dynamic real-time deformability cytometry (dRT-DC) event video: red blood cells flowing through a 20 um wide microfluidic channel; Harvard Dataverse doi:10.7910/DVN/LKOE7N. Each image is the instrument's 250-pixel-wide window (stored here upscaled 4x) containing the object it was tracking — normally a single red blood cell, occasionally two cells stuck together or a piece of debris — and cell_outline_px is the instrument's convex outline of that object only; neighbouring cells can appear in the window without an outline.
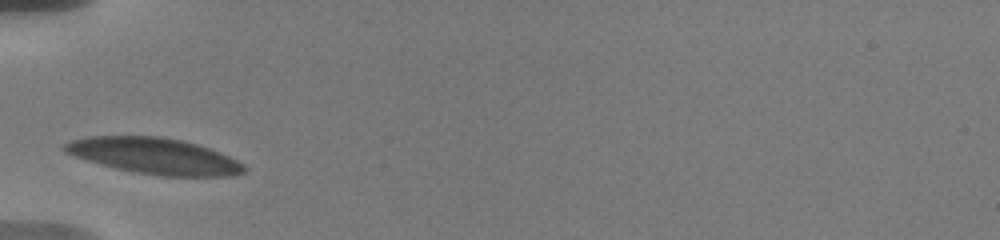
{"species": "human", "species_latin": "Homo sapiens", "temperature_condition": "warm", "stored_images_in_passage": 14, "camera_frame_rate_fps": 3000, "um_per_image_px": 0.085, "donor": {"sex": "male"}, "frame": {"image": 1, "passage_image": 1, "time_ms": 0.0, "image_size_px": [1000, 240], "cell_outline_px": [[244, 172], [232, 176], [160, 176], [136, 172], [116, 168], [100, 164], [64, 152], [60, 148], [64, 144], [72, 140], [88, 136], [160, 136], [180, 140], [196, 144], [220, 152], [244, 164]], "centroid_in_image_um": [13.1, 13.25], "position_along_channel_um": 71.9, "area_um2": 37.45}}
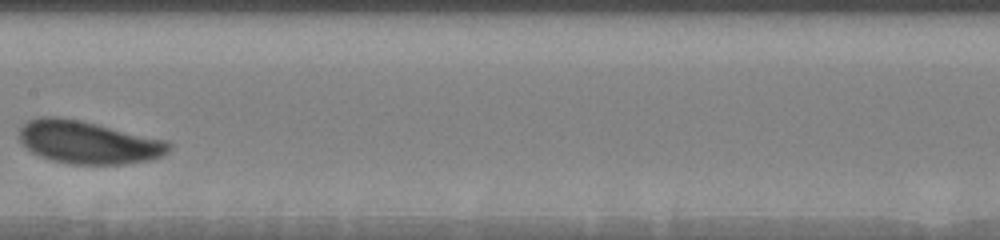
{"frame": {"image": 2, "passage_image": 7, "time_ms": 3.667, "image_size_px": [1000, 240], "cell_outline_px": [[172, 148], [164, 156], [148, 160], [124, 164], [72, 164], [52, 160], [40, 156], [32, 152], [20, 140], [20, 128], [28, 120], [40, 116], [56, 116], [80, 120], [168, 140], [172, 144]], "centroid_in_image_um": [7.54, 12.09], "position_along_channel_um": 199.9, "area_um2": 37.4}}
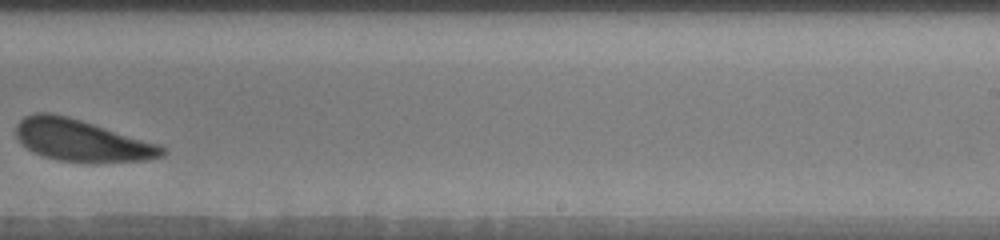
{"frame": {"image": 3, "passage_image": 11, "time_ms": 6.0, "image_size_px": [1000, 240], "cell_outline_px": [[168, 152], [164, 156], [144, 160], [88, 164], [60, 160], [44, 156], [32, 152], [16, 136], [16, 124], [24, 116], [36, 112], [52, 112], [68, 116], [160, 144], [168, 148]], "centroid_in_image_um": [6.98, 11.95], "position_along_channel_um": 282.0, "area_um2": 36.07}}